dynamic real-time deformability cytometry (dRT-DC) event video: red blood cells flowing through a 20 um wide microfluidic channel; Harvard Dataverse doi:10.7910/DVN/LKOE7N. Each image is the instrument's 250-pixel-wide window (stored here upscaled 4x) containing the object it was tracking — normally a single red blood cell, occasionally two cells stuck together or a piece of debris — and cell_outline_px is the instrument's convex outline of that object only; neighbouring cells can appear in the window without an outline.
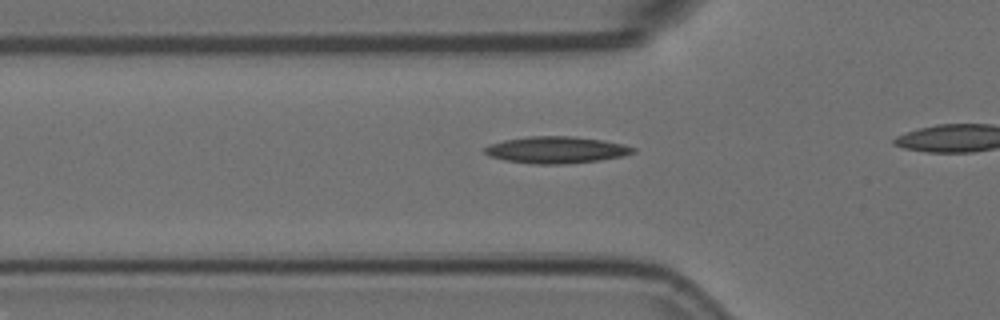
{"species": "Egyptian fruit bat (a non-hibernating species)", "species_latin": "Rousettus aegyptiacus", "temperature_condition": "room temperature", "stored_images_in_passage": 20, "camera_frame_rate_fps": 3000, "um_per_image_px": 0.085, "animal": {"sex": "female"}, "frame": {"image": 1, "passage_image": 14, "time_ms": 4.333, "image_size_px": [1000, 320], "cell_outline_px": [[636, 152], [624, 156], [600, 160], [564, 164], [532, 164], [504, 160], [488, 156], [484, 152], [484, 148], [492, 144], [504, 140], [528, 136], [572, 136], [600, 140], [624, 144], [636, 148]], "centroid_in_image_um": [47.29, 12.74], "position_along_channel_um": 78.5, "area_um2": 23.18}}
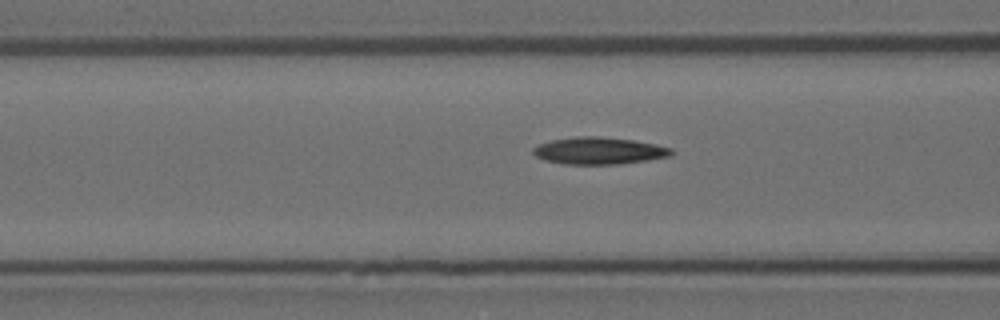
{"frame": {"image": 2, "passage_image": 17, "time_ms": 5.333, "image_size_px": [1000, 320], "cell_outline_px": [[672, 156], [648, 160], [620, 164], [564, 164], [544, 160], [536, 156], [532, 152], [532, 148], [540, 144], [552, 140], [576, 136], [600, 136], [632, 140], [656, 144], [672, 148]], "centroid_in_image_um": [50.92, 12.81], "position_along_channel_um": 115.7, "area_um2": 21.85}}